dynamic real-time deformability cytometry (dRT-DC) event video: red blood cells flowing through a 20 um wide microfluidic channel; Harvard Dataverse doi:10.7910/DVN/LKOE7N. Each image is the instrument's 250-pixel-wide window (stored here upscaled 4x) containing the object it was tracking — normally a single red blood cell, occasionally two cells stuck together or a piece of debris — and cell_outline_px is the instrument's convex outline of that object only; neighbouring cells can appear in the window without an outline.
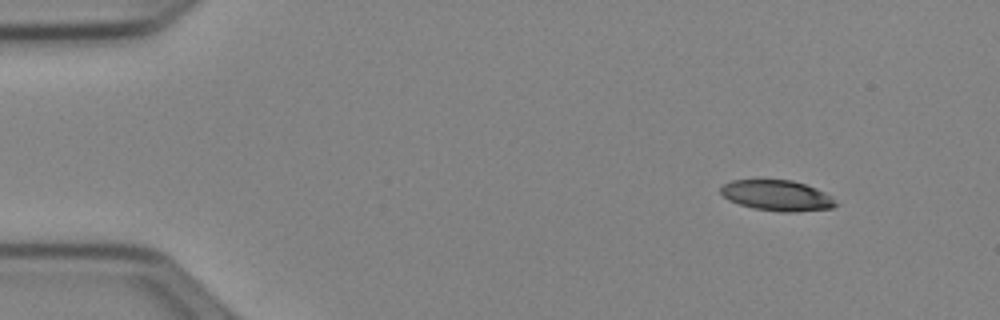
{"species": "Egyptian fruit bat (a non-hibernating species)", "species_latin": "Rousettus aegyptiacus", "temperature_condition": "cold", "stored_images_in_passage": 47, "camera_frame_rate_fps": 3000, "um_per_image_px": 0.085, "animal": {"sex": "female"}, "frame": {"image": 1, "passage_image": 1, "time_ms": 0.0, "image_size_px": [1000, 320], "cell_outline_px": [[840, 204], [832, 208], [796, 212], [780, 212], [752, 208], [728, 200], [720, 192], [720, 188], [724, 184], [732, 180], [792, 180], [816, 188], [832, 196]], "centroid_in_image_um": [66.08, 16.63], "position_along_channel_um": 18.9, "area_um2": 20.63}}
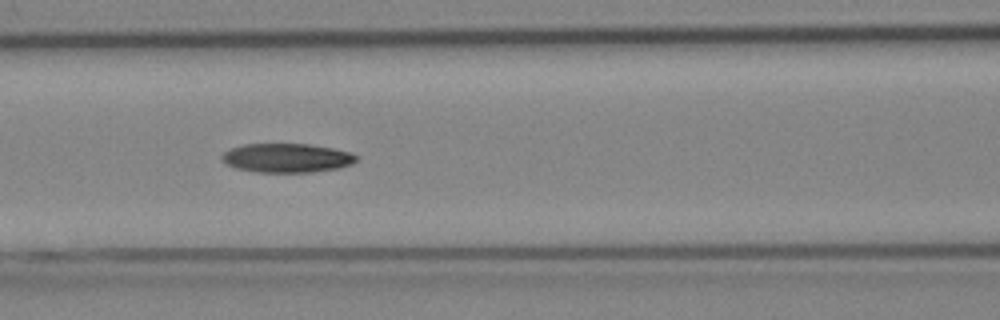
{"frame": {"image": 2, "passage_image": 18, "time_ms": 5.667, "image_size_px": [1000, 320], "cell_outline_px": [[360, 156], [352, 164], [340, 168], [312, 172], [256, 172], [236, 168], [228, 164], [220, 156], [224, 152], [232, 148], [244, 144], [308, 144], [332, 148], [352, 152]], "centroid_in_image_um": [24.44, 13.42], "position_along_channel_um": 142.2, "area_um2": 22.77}}
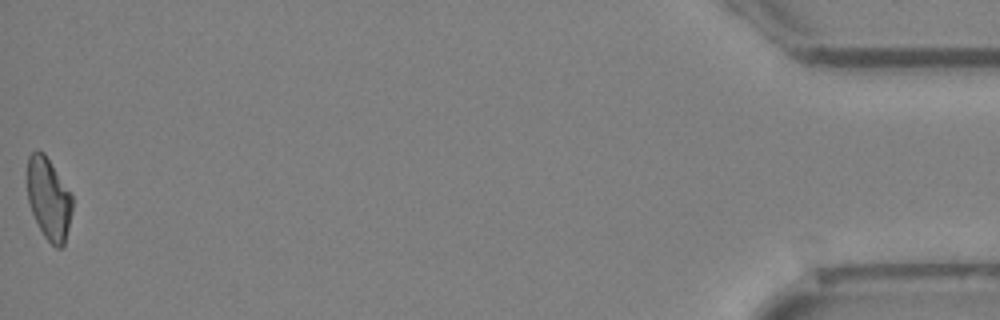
{"frame": {"image": 3, "passage_image": 47, "time_ms": 15.333, "image_size_px": [1000, 320], "cell_outline_px": [[72, 212], [64, 244], [60, 248], [56, 248], [44, 236], [28, 204], [28, 156], [36, 148], [44, 152], [72, 196]], "centroid_in_image_um": [4.13, 16.88], "position_along_channel_um": 431.1, "area_um2": 21.21}, "authors_computed_cell_mechanics": {"area_um2": 22.4842, "velocity_mm_per_s": 3.9698, "shape_relaxation_time_tau1_ms": 6.6624, "shape_relaxation_time_tau2_ms": null, "deformation_change_tau1": 0.1635, "deformation_change_tau2": null}}